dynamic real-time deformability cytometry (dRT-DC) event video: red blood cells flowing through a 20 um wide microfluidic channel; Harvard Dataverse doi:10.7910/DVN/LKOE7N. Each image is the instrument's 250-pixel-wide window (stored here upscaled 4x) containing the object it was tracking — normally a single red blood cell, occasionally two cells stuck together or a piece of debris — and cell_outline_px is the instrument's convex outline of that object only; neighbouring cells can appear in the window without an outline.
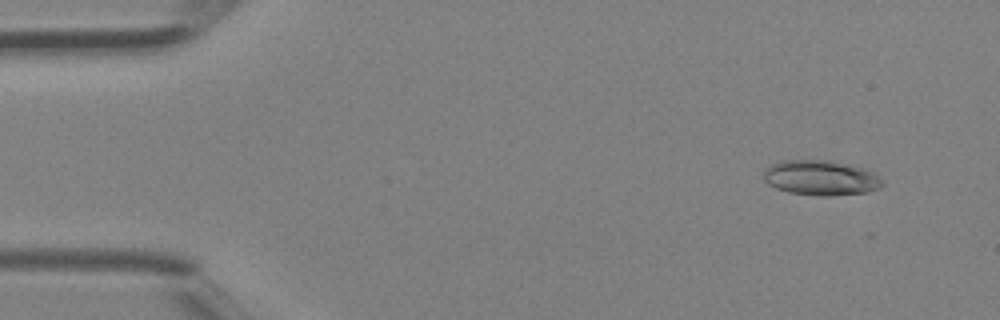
{"species": "Egyptian fruit bat (a non-hibernating species)", "species_latin": "Rousettus aegyptiacus", "temperature_condition": "room temperature", "stored_images_in_passage": 38, "camera_frame_rate_fps": 3000, "um_per_image_px": 0.085, "animal": {"sex": "female"}, "frame": {"image": 1, "passage_image": 1, "time_ms": 0.0, "image_size_px": [1000, 320], "cell_outline_px": [[884, 184], [880, 188], [868, 192], [828, 196], [820, 196], [788, 192], [776, 188], [768, 184], [764, 180], [764, 168], [772, 164], [784, 160], [832, 160], [864, 168], [872, 172]], "centroid_in_image_um": [69.75, 15.11], "position_along_channel_um": 15.3, "area_um2": 24.28}}
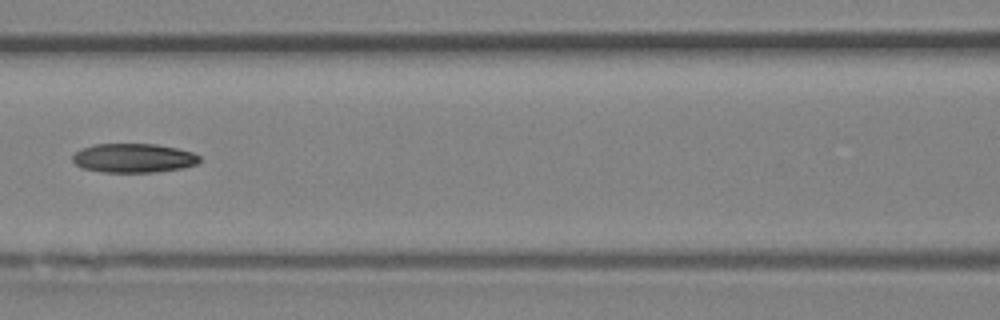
{"frame": {"image": 2, "passage_image": 16, "time_ms": 5.0, "image_size_px": [1000, 320], "cell_outline_px": [[200, 160], [196, 164], [184, 168], [156, 172], [104, 172], [84, 168], [76, 164], [72, 160], [72, 156], [76, 152], [92, 144], [156, 144], [176, 148], [192, 152], [200, 156]], "centroid_in_image_um": [11.38, 13.43], "position_along_channel_um": 155.2, "area_um2": 21.44}}
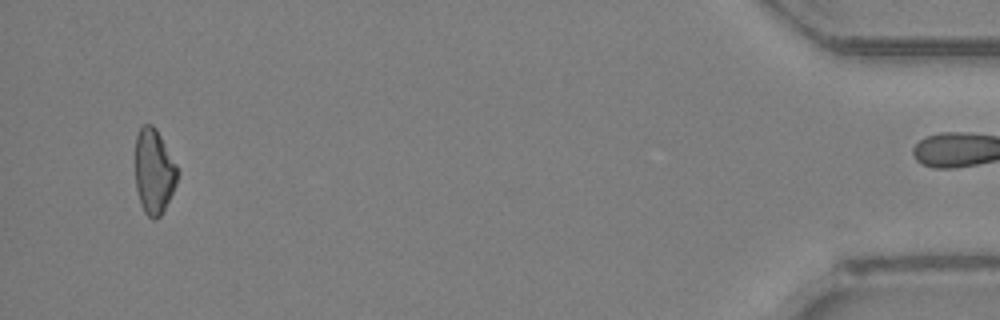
{"frame": {"image": 3, "passage_image": 37, "time_ms": 12.0, "image_size_px": [1000, 320], "cell_outline_px": [[176, 184], [160, 216], [156, 220], [152, 220], [144, 212], [140, 204], [136, 188], [136, 136], [140, 128], [144, 124], [152, 124], [156, 128], [176, 164]], "centroid_in_image_um": [13.06, 14.58], "position_along_channel_um": 422.1, "area_um2": 20.58}}